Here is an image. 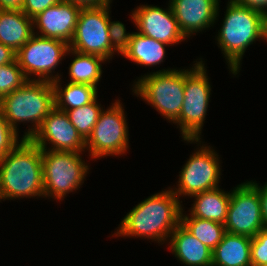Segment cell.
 I'll return each mask as SVG.
<instances>
[{"label":"cell","instance_id":"16","mask_svg":"<svg viewBox=\"0 0 267 266\" xmlns=\"http://www.w3.org/2000/svg\"><path fill=\"white\" fill-rule=\"evenodd\" d=\"M80 10L78 6L61 1L33 18V32L36 35L58 39L69 44L75 33Z\"/></svg>","mask_w":267,"mask_h":266},{"label":"cell","instance_id":"14","mask_svg":"<svg viewBox=\"0 0 267 266\" xmlns=\"http://www.w3.org/2000/svg\"><path fill=\"white\" fill-rule=\"evenodd\" d=\"M131 21H133L137 32L151 37L159 42L174 46L187 42V38L181 32L175 15L168 2V7L161 8L154 5H139L132 10Z\"/></svg>","mask_w":267,"mask_h":266},{"label":"cell","instance_id":"23","mask_svg":"<svg viewBox=\"0 0 267 266\" xmlns=\"http://www.w3.org/2000/svg\"><path fill=\"white\" fill-rule=\"evenodd\" d=\"M63 79L52 82L55 107L61 111L72 110L91 103L98 96V88L88 84L68 82L61 85ZM63 86V87H62Z\"/></svg>","mask_w":267,"mask_h":266},{"label":"cell","instance_id":"6","mask_svg":"<svg viewBox=\"0 0 267 266\" xmlns=\"http://www.w3.org/2000/svg\"><path fill=\"white\" fill-rule=\"evenodd\" d=\"M193 63L189 69L185 68L184 101L178 120L174 123L182 139H202L212 91L203 59L197 58Z\"/></svg>","mask_w":267,"mask_h":266},{"label":"cell","instance_id":"2","mask_svg":"<svg viewBox=\"0 0 267 266\" xmlns=\"http://www.w3.org/2000/svg\"><path fill=\"white\" fill-rule=\"evenodd\" d=\"M44 198L42 149L22 139L0 159V202Z\"/></svg>","mask_w":267,"mask_h":266},{"label":"cell","instance_id":"30","mask_svg":"<svg viewBox=\"0 0 267 266\" xmlns=\"http://www.w3.org/2000/svg\"><path fill=\"white\" fill-rule=\"evenodd\" d=\"M61 1L62 0H24L22 11L25 15L33 19L39 13Z\"/></svg>","mask_w":267,"mask_h":266},{"label":"cell","instance_id":"7","mask_svg":"<svg viewBox=\"0 0 267 266\" xmlns=\"http://www.w3.org/2000/svg\"><path fill=\"white\" fill-rule=\"evenodd\" d=\"M83 152L42 150L44 198L57 201L79 190L90 172ZM89 165V166H88Z\"/></svg>","mask_w":267,"mask_h":266},{"label":"cell","instance_id":"22","mask_svg":"<svg viewBox=\"0 0 267 266\" xmlns=\"http://www.w3.org/2000/svg\"><path fill=\"white\" fill-rule=\"evenodd\" d=\"M67 54L74 58L68 67L69 82L97 87L102 78V63L105 64L107 61L102 57L79 53L72 49H69Z\"/></svg>","mask_w":267,"mask_h":266},{"label":"cell","instance_id":"20","mask_svg":"<svg viewBox=\"0 0 267 266\" xmlns=\"http://www.w3.org/2000/svg\"><path fill=\"white\" fill-rule=\"evenodd\" d=\"M230 197L231 191L226 192L220 187L204 191L190 197L194 199L188 212L193 217L215 221L224 225Z\"/></svg>","mask_w":267,"mask_h":266},{"label":"cell","instance_id":"34","mask_svg":"<svg viewBox=\"0 0 267 266\" xmlns=\"http://www.w3.org/2000/svg\"><path fill=\"white\" fill-rule=\"evenodd\" d=\"M16 60V52L10 47L0 43V66L12 63Z\"/></svg>","mask_w":267,"mask_h":266},{"label":"cell","instance_id":"17","mask_svg":"<svg viewBox=\"0 0 267 266\" xmlns=\"http://www.w3.org/2000/svg\"><path fill=\"white\" fill-rule=\"evenodd\" d=\"M167 244L174 257L184 266H212V250L181 223L171 233Z\"/></svg>","mask_w":267,"mask_h":266},{"label":"cell","instance_id":"3","mask_svg":"<svg viewBox=\"0 0 267 266\" xmlns=\"http://www.w3.org/2000/svg\"><path fill=\"white\" fill-rule=\"evenodd\" d=\"M222 26L215 36L217 46L224 54L230 74L240 72L247 48L256 41H264L267 16L255 9L228 0Z\"/></svg>","mask_w":267,"mask_h":266},{"label":"cell","instance_id":"24","mask_svg":"<svg viewBox=\"0 0 267 266\" xmlns=\"http://www.w3.org/2000/svg\"><path fill=\"white\" fill-rule=\"evenodd\" d=\"M180 223L212 251L222 241L223 235L226 233L223 224L193 217L189 213H184L183 209Z\"/></svg>","mask_w":267,"mask_h":266},{"label":"cell","instance_id":"18","mask_svg":"<svg viewBox=\"0 0 267 266\" xmlns=\"http://www.w3.org/2000/svg\"><path fill=\"white\" fill-rule=\"evenodd\" d=\"M33 34V19L22 10L0 9V43L17 52Z\"/></svg>","mask_w":267,"mask_h":266},{"label":"cell","instance_id":"5","mask_svg":"<svg viewBox=\"0 0 267 266\" xmlns=\"http://www.w3.org/2000/svg\"><path fill=\"white\" fill-rule=\"evenodd\" d=\"M133 81V95L153 107L169 123L178 120L184 101V69L168 68L147 72Z\"/></svg>","mask_w":267,"mask_h":266},{"label":"cell","instance_id":"27","mask_svg":"<svg viewBox=\"0 0 267 266\" xmlns=\"http://www.w3.org/2000/svg\"><path fill=\"white\" fill-rule=\"evenodd\" d=\"M109 39L111 42V48L119 56L129 48L131 36L133 32H126V27L121 21H112L109 17L108 25Z\"/></svg>","mask_w":267,"mask_h":266},{"label":"cell","instance_id":"19","mask_svg":"<svg viewBox=\"0 0 267 266\" xmlns=\"http://www.w3.org/2000/svg\"><path fill=\"white\" fill-rule=\"evenodd\" d=\"M251 239L226 232L212 251V266H251Z\"/></svg>","mask_w":267,"mask_h":266},{"label":"cell","instance_id":"26","mask_svg":"<svg viewBox=\"0 0 267 266\" xmlns=\"http://www.w3.org/2000/svg\"><path fill=\"white\" fill-rule=\"evenodd\" d=\"M28 79L17 60L0 66V99L22 87Z\"/></svg>","mask_w":267,"mask_h":266},{"label":"cell","instance_id":"11","mask_svg":"<svg viewBox=\"0 0 267 266\" xmlns=\"http://www.w3.org/2000/svg\"><path fill=\"white\" fill-rule=\"evenodd\" d=\"M110 5L107 4L97 8H81L73 39L69 43V49L102 57L110 63L116 53L111 48L108 33L111 14Z\"/></svg>","mask_w":267,"mask_h":266},{"label":"cell","instance_id":"31","mask_svg":"<svg viewBox=\"0 0 267 266\" xmlns=\"http://www.w3.org/2000/svg\"><path fill=\"white\" fill-rule=\"evenodd\" d=\"M259 193V198L261 202V214L264 222V226L267 228V182L262 186L260 183H257L256 180L249 181Z\"/></svg>","mask_w":267,"mask_h":266},{"label":"cell","instance_id":"33","mask_svg":"<svg viewBox=\"0 0 267 266\" xmlns=\"http://www.w3.org/2000/svg\"><path fill=\"white\" fill-rule=\"evenodd\" d=\"M235 3L258 10L267 16V0H233Z\"/></svg>","mask_w":267,"mask_h":266},{"label":"cell","instance_id":"9","mask_svg":"<svg viewBox=\"0 0 267 266\" xmlns=\"http://www.w3.org/2000/svg\"><path fill=\"white\" fill-rule=\"evenodd\" d=\"M118 98L100 112L91 135L86 140L88 159L126 155L129 149V127L124 105Z\"/></svg>","mask_w":267,"mask_h":266},{"label":"cell","instance_id":"21","mask_svg":"<svg viewBox=\"0 0 267 266\" xmlns=\"http://www.w3.org/2000/svg\"><path fill=\"white\" fill-rule=\"evenodd\" d=\"M167 46L170 47L151 37L133 32L129 48L122 56L140 66L155 67L165 61Z\"/></svg>","mask_w":267,"mask_h":266},{"label":"cell","instance_id":"12","mask_svg":"<svg viewBox=\"0 0 267 266\" xmlns=\"http://www.w3.org/2000/svg\"><path fill=\"white\" fill-rule=\"evenodd\" d=\"M224 227L227 233L250 238L265 228L258 190L248 180L231 190Z\"/></svg>","mask_w":267,"mask_h":266},{"label":"cell","instance_id":"25","mask_svg":"<svg viewBox=\"0 0 267 266\" xmlns=\"http://www.w3.org/2000/svg\"><path fill=\"white\" fill-rule=\"evenodd\" d=\"M98 97L99 96H97L91 103L66 111L70 122L85 141L91 135L93 127L97 123L100 112L104 108L100 103H98Z\"/></svg>","mask_w":267,"mask_h":266},{"label":"cell","instance_id":"10","mask_svg":"<svg viewBox=\"0 0 267 266\" xmlns=\"http://www.w3.org/2000/svg\"><path fill=\"white\" fill-rule=\"evenodd\" d=\"M68 50L67 42L33 34L16 52V60L28 80L53 82L62 76L55 69L69 56Z\"/></svg>","mask_w":267,"mask_h":266},{"label":"cell","instance_id":"13","mask_svg":"<svg viewBox=\"0 0 267 266\" xmlns=\"http://www.w3.org/2000/svg\"><path fill=\"white\" fill-rule=\"evenodd\" d=\"M30 140L42 150L86 152V141L70 122L67 113L56 107L48 113Z\"/></svg>","mask_w":267,"mask_h":266},{"label":"cell","instance_id":"15","mask_svg":"<svg viewBox=\"0 0 267 266\" xmlns=\"http://www.w3.org/2000/svg\"><path fill=\"white\" fill-rule=\"evenodd\" d=\"M221 0H169L178 26L188 39L218 22ZM190 37V38H189Z\"/></svg>","mask_w":267,"mask_h":266},{"label":"cell","instance_id":"8","mask_svg":"<svg viewBox=\"0 0 267 266\" xmlns=\"http://www.w3.org/2000/svg\"><path fill=\"white\" fill-rule=\"evenodd\" d=\"M185 143L197 144L194 153L182 166L179 172L178 184L171 187L173 193L180 197H191L204 191L220 187L222 166L219 154L214 147L204 144L201 139H183ZM202 143V144H201ZM200 146V147H199Z\"/></svg>","mask_w":267,"mask_h":266},{"label":"cell","instance_id":"28","mask_svg":"<svg viewBox=\"0 0 267 266\" xmlns=\"http://www.w3.org/2000/svg\"><path fill=\"white\" fill-rule=\"evenodd\" d=\"M267 264V228L251 239V266Z\"/></svg>","mask_w":267,"mask_h":266},{"label":"cell","instance_id":"35","mask_svg":"<svg viewBox=\"0 0 267 266\" xmlns=\"http://www.w3.org/2000/svg\"><path fill=\"white\" fill-rule=\"evenodd\" d=\"M24 0H0L1 10H22Z\"/></svg>","mask_w":267,"mask_h":266},{"label":"cell","instance_id":"1","mask_svg":"<svg viewBox=\"0 0 267 266\" xmlns=\"http://www.w3.org/2000/svg\"><path fill=\"white\" fill-rule=\"evenodd\" d=\"M180 200L171 186L148 196L122 218L112 237H139L167 245L171 233L181 222L184 207Z\"/></svg>","mask_w":267,"mask_h":266},{"label":"cell","instance_id":"32","mask_svg":"<svg viewBox=\"0 0 267 266\" xmlns=\"http://www.w3.org/2000/svg\"><path fill=\"white\" fill-rule=\"evenodd\" d=\"M80 8H97L111 4L113 0H62Z\"/></svg>","mask_w":267,"mask_h":266},{"label":"cell","instance_id":"4","mask_svg":"<svg viewBox=\"0 0 267 266\" xmlns=\"http://www.w3.org/2000/svg\"><path fill=\"white\" fill-rule=\"evenodd\" d=\"M54 107V87L48 81L28 80L0 99V112L17 134L19 124L29 123L22 139H30Z\"/></svg>","mask_w":267,"mask_h":266},{"label":"cell","instance_id":"29","mask_svg":"<svg viewBox=\"0 0 267 266\" xmlns=\"http://www.w3.org/2000/svg\"><path fill=\"white\" fill-rule=\"evenodd\" d=\"M0 112V159L9 153L21 140Z\"/></svg>","mask_w":267,"mask_h":266},{"label":"cell","instance_id":"36","mask_svg":"<svg viewBox=\"0 0 267 266\" xmlns=\"http://www.w3.org/2000/svg\"><path fill=\"white\" fill-rule=\"evenodd\" d=\"M264 40H266L265 42L267 43V18L265 21V33H264Z\"/></svg>","mask_w":267,"mask_h":266}]
</instances>
